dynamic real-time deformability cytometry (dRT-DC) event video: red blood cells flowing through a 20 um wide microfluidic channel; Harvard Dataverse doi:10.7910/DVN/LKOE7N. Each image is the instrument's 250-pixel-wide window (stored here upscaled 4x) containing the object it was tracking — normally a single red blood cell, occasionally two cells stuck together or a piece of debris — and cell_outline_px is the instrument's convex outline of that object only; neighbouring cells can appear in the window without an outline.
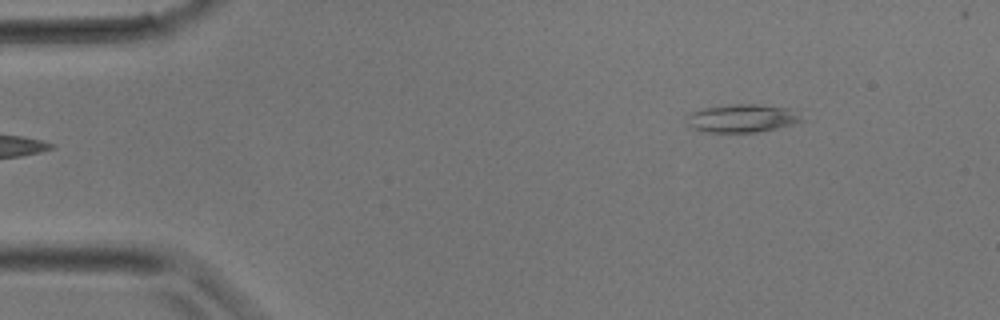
{"species": "common noctule bat (a hibernating species)", "species_latin": "Nyctalus noctula", "temperature_condition": "room temperature", "stored_images_in_passage": 4, "camera_frame_rate_fps": 3000, "um_per_image_px": 0.085, "animal": {"sex": "male", "body_mass_g": 17.9}, "frame": {"image": 1, "passage_image": 4, "time_ms": 1.0, "image_size_px": [1000, 320], "cell_outline_px": [[808, 120], [776, 128], [756, 132], [704, 132], [688, 124], [684, 120], [684, 116], [692, 112], [704, 108], [732, 104], [756, 104], [792, 108]], "centroid_in_image_um": [63.12, 10.04], "position_along_channel_um": 21.9, "area_um2": 19.02}}